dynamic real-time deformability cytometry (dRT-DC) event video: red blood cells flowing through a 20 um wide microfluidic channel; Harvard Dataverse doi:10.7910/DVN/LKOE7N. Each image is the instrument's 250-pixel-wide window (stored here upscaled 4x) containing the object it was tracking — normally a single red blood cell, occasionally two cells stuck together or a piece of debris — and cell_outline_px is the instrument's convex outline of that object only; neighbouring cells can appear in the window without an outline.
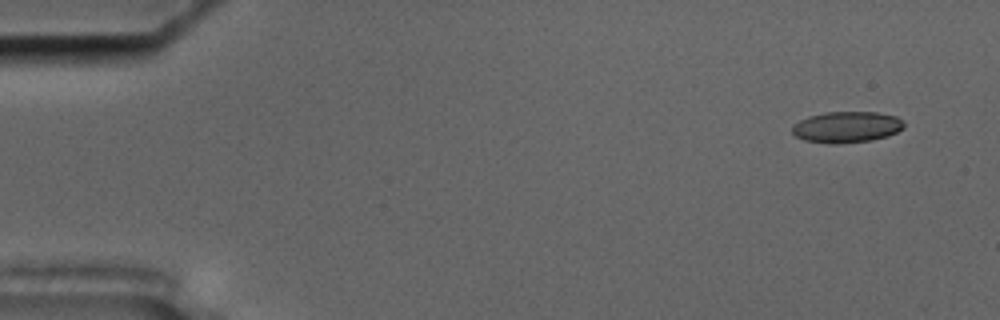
{"species": "common noctule bat (a hibernating species)", "species_latin": "Nyctalus noctula", "temperature_condition": "cold", "stored_images_in_passage": 56, "camera_frame_rate_fps": 3000, "um_per_image_px": 0.085, "animal": {"sex": "male", "body_mass_g": 17.5, "forearm_length_mm": 52.3}, "frame": {"image": 1, "passage_image": 4, "time_ms": 1.0, "image_size_px": [1000, 320], "cell_outline_px": [[904, 128], [888, 136], [872, 140], [836, 144], [828, 144], [804, 140], [796, 136], [792, 132], [792, 124], [808, 116], [824, 112], [876, 112], [896, 116], [904, 120]], "centroid_in_image_um": [71.96, 10.8], "position_along_channel_um": 13.0, "area_um2": 20.52}}
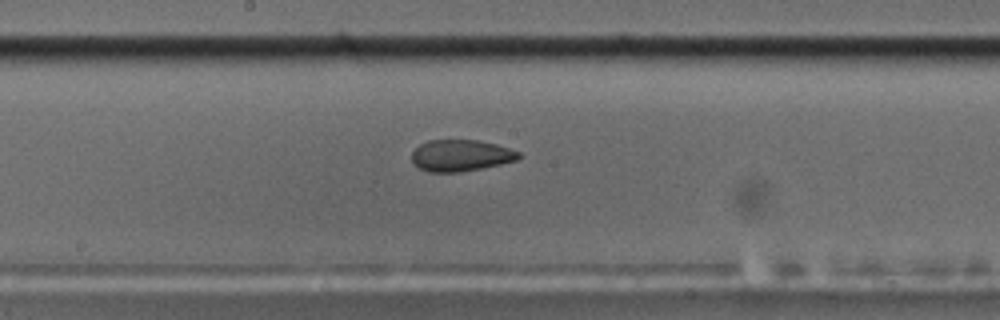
{"frame": {"image": 2, "passage_image": 30, "time_ms": 9.667, "image_size_px": [1000, 320], "cell_outline_px": [[520, 156], [516, 160], [500, 164], [460, 172], [428, 172], [420, 168], [412, 160], [412, 152], [420, 144], [428, 140], [476, 140], [496, 144], [520, 152]], "centroid_in_image_um": [39.15, 13.21], "position_along_channel_um": 209.0, "area_um2": 19.42}}
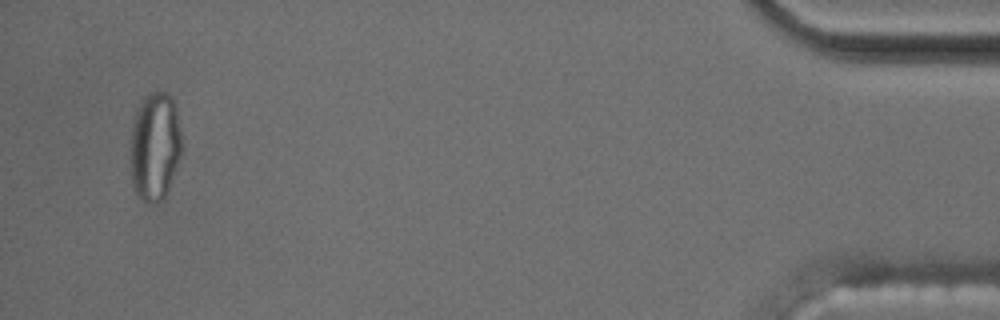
{"frame": {"image": 3, "passage_image": 54, "time_ms": 17.667, "image_size_px": [1000, 320], "cell_outline_px": [[184, 144], [180, 156], [168, 188], [164, 196], [156, 204], [148, 204], [132, 188], [132, 116], [136, 108], [144, 96], [156, 88], [168, 92], [172, 96], [176, 104]], "centroid_in_image_um": [13.2, 12.33], "position_along_channel_um": 422.0, "area_um2": 33.12}, "authors_computed_cell_mechanics": {"area_um2": 20.6635, "velocity_mm_per_s": 3.637, "shape_relaxation_time_tau1_ms": null, "shape_relaxation_time_tau2_ms": 1.8976, "deformation_change_tau1": null, "deformation_change_tau2": 0.0768}}